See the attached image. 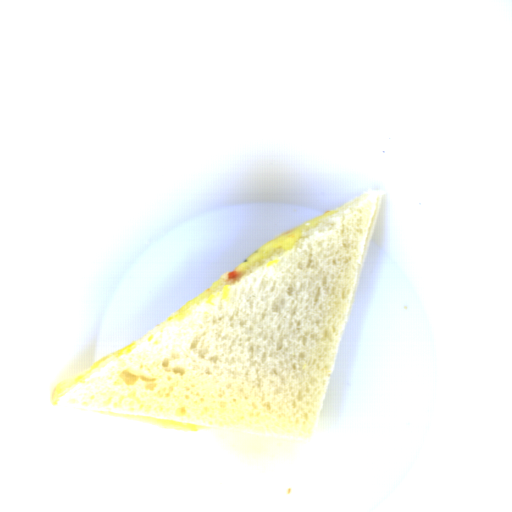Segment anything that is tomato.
Listing matches in <instances>:
<instances>
[{"label":"tomato","mask_w":512,"mask_h":512,"mask_svg":"<svg viewBox=\"0 0 512 512\" xmlns=\"http://www.w3.org/2000/svg\"><path fill=\"white\" fill-rule=\"evenodd\" d=\"M241 277V274L239 272L230 271L228 278L229 280L237 281Z\"/></svg>","instance_id":"tomato-1"}]
</instances>
